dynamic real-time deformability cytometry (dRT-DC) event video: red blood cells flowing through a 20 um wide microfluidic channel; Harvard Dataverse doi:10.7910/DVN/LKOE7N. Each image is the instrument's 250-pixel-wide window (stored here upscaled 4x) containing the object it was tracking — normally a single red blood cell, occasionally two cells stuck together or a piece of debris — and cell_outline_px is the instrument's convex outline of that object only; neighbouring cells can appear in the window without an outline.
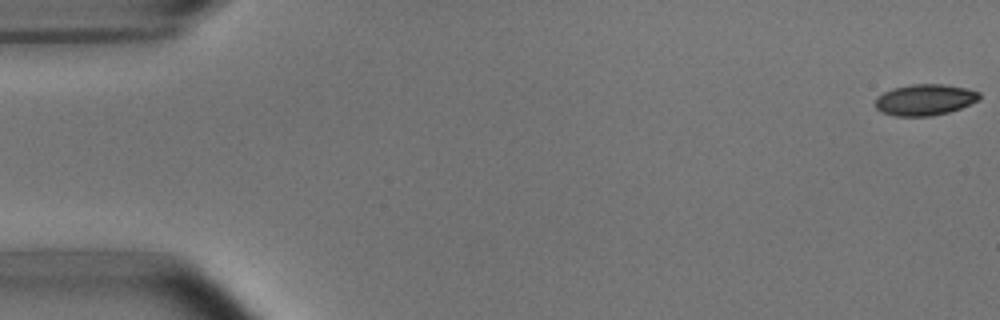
{"species": "common noctule bat (a hibernating species)", "species_latin": "Nyctalus noctula", "temperature_condition": "room temperature", "stored_images_in_passage": 53, "camera_frame_rate_fps": 3000, "um_per_image_px": 0.085, "animal": {"sex": "male", "body_mass_g": 15.6}, "frame": {"image": 1, "passage_image": 1, "time_ms": 0.0, "image_size_px": [1000, 320], "cell_outline_px": [[980, 100], [960, 108], [948, 112], [932, 116], [896, 116], [880, 112], [876, 108], [876, 96], [892, 88], [912, 84], [944, 84], [968, 88], [980, 92]], "centroid_in_image_um": [78.62, 8.47], "position_along_channel_um": 6.4, "area_um2": 19.07}}
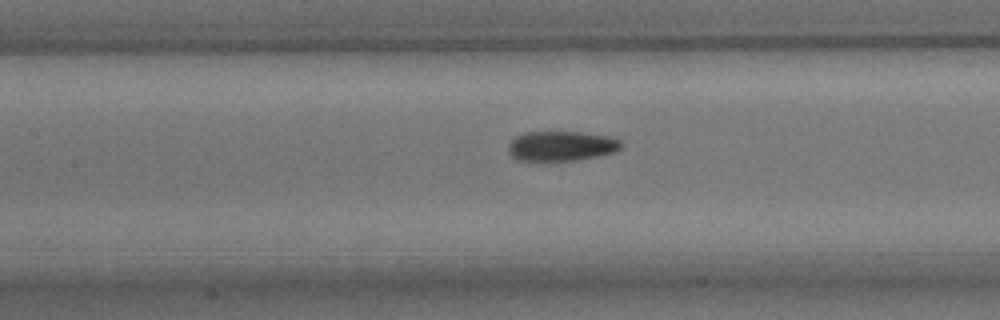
{"frame": {"image": 2, "passage_image": 24, "time_ms": 7.667, "image_size_px": [1000, 320], "cell_outline_px": [[624, 144], [616, 152], [576, 160], [516, 160], [508, 152], [508, 144], [516, 136], [524, 132], [580, 132], [608, 136], [620, 140]], "centroid_in_image_um": [47.71, 12.4], "position_along_channel_um": 159.7, "area_um2": 19.59}}
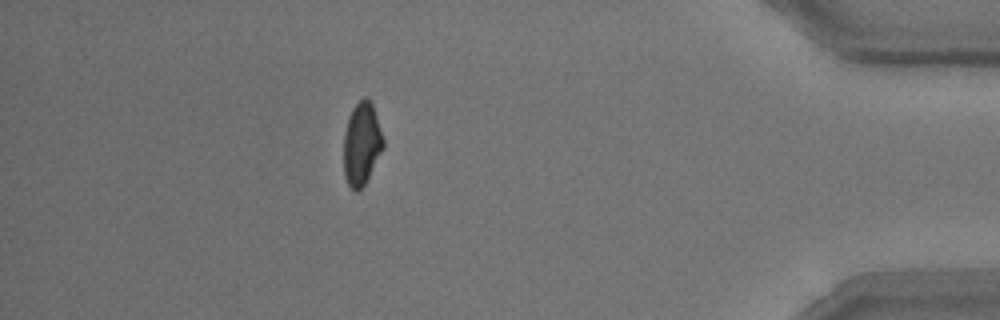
{"frame": {"image": 3, "passage_image": 47, "time_ms": 15.333, "image_size_px": [1000, 320], "cell_outline_px": [[384, 148], [364, 184], [356, 192], [348, 184], [344, 176], [344, 132], [348, 116], [352, 108], [364, 96], [368, 96], [372, 104], [384, 140]], "centroid_in_image_um": [30.73, 12.19], "position_along_channel_um": 404.5, "area_um2": 19.02}, "authors_computed_cell_mechanics": {"area_um2": 19.7098, "velocity_mm_per_s": 3.8044, "shape_relaxation_time_tau1_ms": 4.4673, "shape_relaxation_time_tau2_ms": 2.455, "deformation_change_tau1": 0.1276, "deformation_change_tau2": 0.0702}}